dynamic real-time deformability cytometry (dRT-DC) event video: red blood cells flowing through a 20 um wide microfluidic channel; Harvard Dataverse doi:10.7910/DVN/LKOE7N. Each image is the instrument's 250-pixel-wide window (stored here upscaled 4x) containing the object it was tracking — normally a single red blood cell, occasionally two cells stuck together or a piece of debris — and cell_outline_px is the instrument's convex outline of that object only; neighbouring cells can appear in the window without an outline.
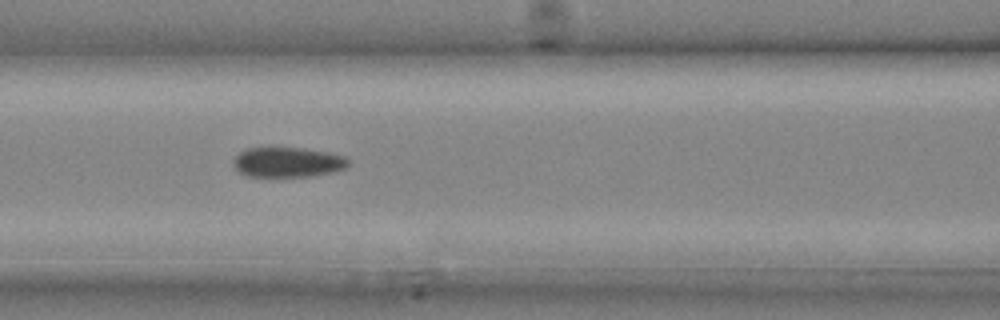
{"species": "common noctule bat (a hibernating species)", "species_latin": "Nyctalus noctula", "temperature_condition": "cold", "stored_images_in_passage": 18, "camera_frame_rate_fps": 3000, "um_per_image_px": 0.085, "animal": {"sex": "male", "body_mass_g": 20.4}, "frame": {"image": 1, "passage_image": 10, "time_ms": 3.0, "image_size_px": [1000, 320], "cell_outline_px": [[348, 164], [344, 168], [332, 172], [308, 176], [248, 176], [240, 172], [232, 164], [232, 160], [240, 152], [248, 148], [304, 148], [328, 152], [348, 156]], "centroid_in_image_um": [24.46, 13.78], "position_along_channel_um": 142.1, "area_um2": 19.94}}
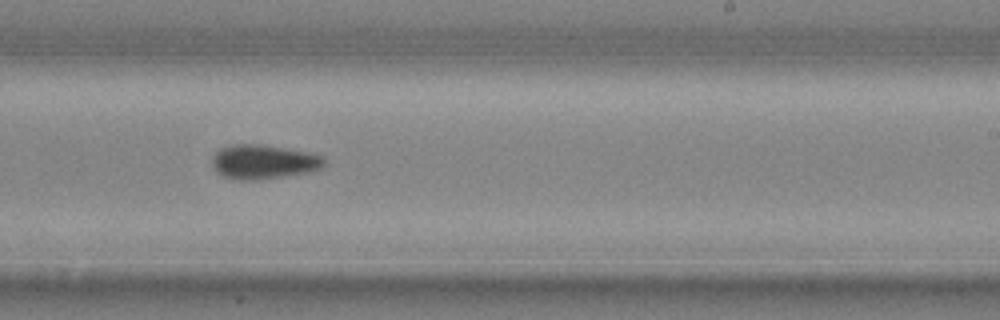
{"frame": {"image": 2, "passage_image": 15, "time_ms": 4.667, "image_size_px": [1000, 320], "cell_outline_px": [[328, 160], [324, 168], [312, 172], [256, 180], [240, 180], [224, 176], [216, 172], [212, 164], [212, 156], [220, 148], [236, 144], [260, 144], [308, 152], [324, 156]], "centroid_in_image_um": [22.46, 13.76], "position_along_channel_um": 266.5, "area_um2": 22.66}}
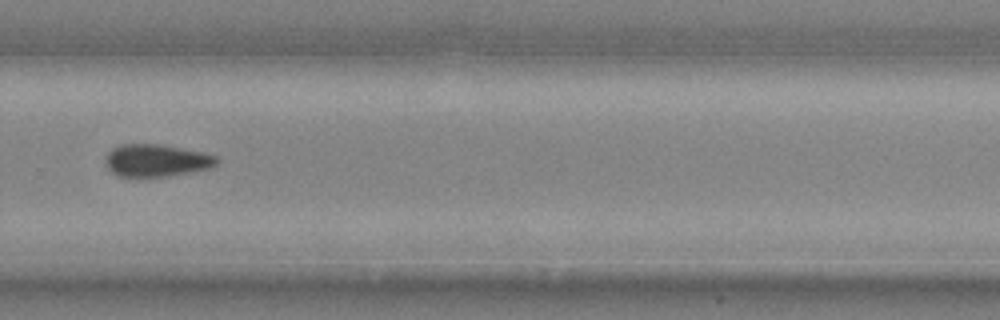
{"frame": {"image": 3, "passage_image": 17, "time_ms": 5.333, "image_size_px": [1000, 320], "cell_outline_px": [[220, 160], [212, 168], [192, 172], [168, 176], [116, 176], [104, 164], [104, 156], [112, 148], [120, 144], [160, 144], [204, 152], [216, 156]], "centroid_in_image_um": [13.28, 13.63], "position_along_channel_um": 316.5, "area_um2": 21.27}}